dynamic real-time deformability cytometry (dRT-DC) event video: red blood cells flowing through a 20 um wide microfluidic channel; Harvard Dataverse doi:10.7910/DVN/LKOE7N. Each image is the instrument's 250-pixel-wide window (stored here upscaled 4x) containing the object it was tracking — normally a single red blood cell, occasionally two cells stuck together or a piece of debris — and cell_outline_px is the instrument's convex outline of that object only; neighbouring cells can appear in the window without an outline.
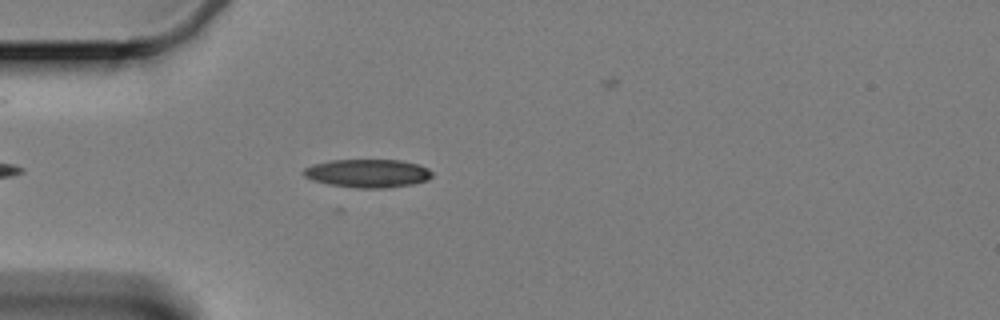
{"species": "Egyptian fruit bat (a non-hibernating species)", "species_latin": "Rousettus aegyptiacus", "temperature_condition": "cold", "stored_images_in_passage": 44, "camera_frame_rate_fps": 3000, "um_per_image_px": 0.085, "animal": {"sex": "female"}, "frame": {"image": 1, "passage_image": 8, "time_ms": 2.333, "image_size_px": [1000, 320], "cell_outline_px": [[432, 176], [428, 180], [412, 184], [384, 188], [356, 188], [332, 184], [316, 180], [304, 176], [304, 168], [312, 164], [332, 160], [404, 160], [420, 164], [428, 168], [432, 172]], "centroid_in_image_um": [31.32, 14.72], "position_along_channel_um": 53.7, "area_um2": 21.1}}
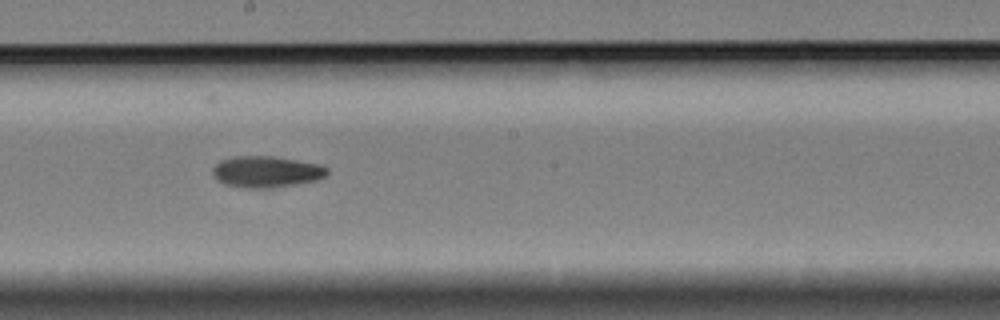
{"frame": {"image": 2, "passage_image": 24, "time_ms": 7.667, "image_size_px": [1000, 320], "cell_outline_px": [[328, 172], [324, 176], [316, 180], [272, 188], [244, 188], [224, 184], [216, 180], [212, 176], [212, 168], [220, 160], [232, 156], [272, 156], [320, 164], [328, 168]], "centroid_in_image_um": [22.58, 14.6], "position_along_channel_um": 225.6, "area_um2": 21.04}}
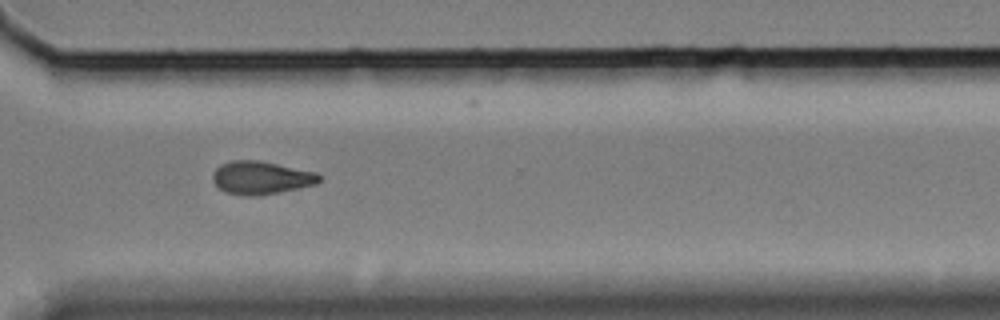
{"frame": {"image": 3, "passage_image": 35, "time_ms": 11.333, "image_size_px": [1000, 320], "cell_outline_px": [[320, 180], [316, 184], [276, 192], [224, 192], [212, 180], [212, 172], [220, 164], [232, 160], [260, 160], [316, 172], [320, 176]], "centroid_in_image_um": [22.18, 15.03], "position_along_channel_um": 348.4, "area_um2": 19.54}}